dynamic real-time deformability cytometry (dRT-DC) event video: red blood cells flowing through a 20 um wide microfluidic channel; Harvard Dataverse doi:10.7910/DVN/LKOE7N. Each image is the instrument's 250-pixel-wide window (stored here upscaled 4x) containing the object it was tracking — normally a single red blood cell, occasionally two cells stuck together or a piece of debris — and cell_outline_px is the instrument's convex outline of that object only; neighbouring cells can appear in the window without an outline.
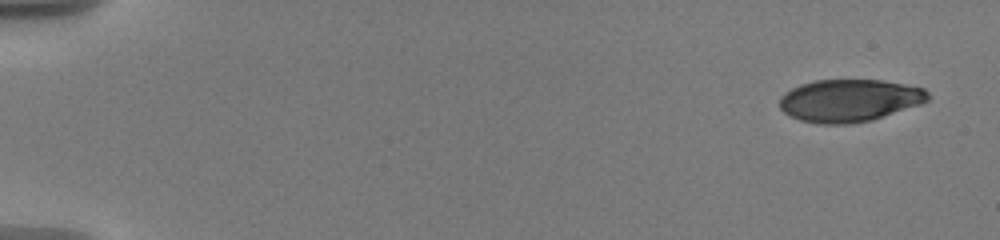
{"species": "human", "species_latin": "Homo sapiens", "temperature_condition": "warm", "stored_images_in_passage": 6, "camera_frame_rate_fps": 3000, "um_per_image_px": 0.085, "donor": {"sex": "male"}, "frame": {"image": 1, "passage_image": 1, "time_ms": 0.0, "image_size_px": [1000, 240], "cell_outline_px": [[928, 100], [920, 104], [872, 120], [852, 124], [820, 124], [800, 120], [784, 112], [780, 108], [780, 96], [784, 92], [800, 84], [816, 80], [880, 80], [904, 84], [924, 88], [928, 92]], "centroid_in_image_um": [72.18, 8.54], "position_along_channel_um": 12.8, "area_um2": 36.65}}
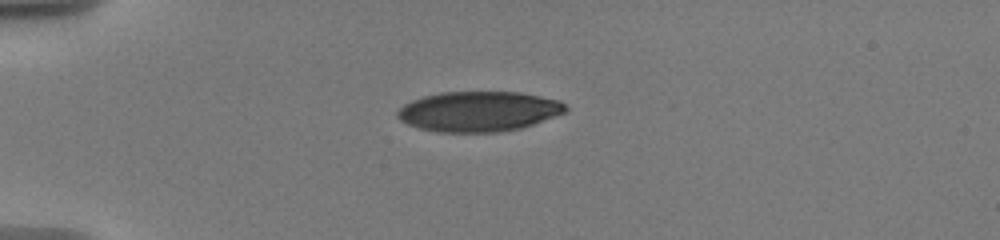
{"frame": {"image": 2, "passage_image": 5, "time_ms": 4.333, "image_size_px": [1000, 240], "cell_outline_px": [[568, 108], [564, 112], [532, 124], [520, 128], [496, 132], [440, 132], [420, 128], [408, 124], [400, 120], [396, 116], [396, 112], [404, 104], [412, 100], [424, 96], [440, 92], [520, 92], [560, 100]], "centroid_in_image_um": [40.66, 9.46], "position_along_channel_um": 44.3, "area_um2": 39.07}}